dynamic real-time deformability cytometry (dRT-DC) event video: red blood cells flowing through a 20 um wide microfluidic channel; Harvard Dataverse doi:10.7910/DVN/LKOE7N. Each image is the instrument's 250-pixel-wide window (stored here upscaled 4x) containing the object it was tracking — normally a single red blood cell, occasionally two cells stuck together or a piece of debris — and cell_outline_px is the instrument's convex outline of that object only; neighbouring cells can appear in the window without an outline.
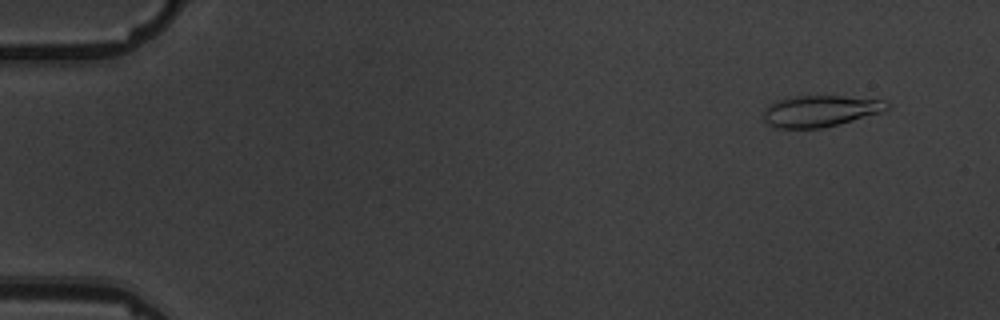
{"species": "common noctule bat (a hibernating species)", "species_latin": "Nyctalus noctula", "temperature_condition": "warm", "stored_images_in_passage": 6, "camera_frame_rate_fps": 3000, "um_per_image_px": 0.085, "animal": {"sex": "male", "body_mass_g": 19.5, "forearm_length_mm": 54.6}, "frame": {"image": 1, "passage_image": 2, "time_ms": 1.333, "image_size_px": [1000, 320], "cell_outline_px": [[892, 104], [888, 108], [880, 112], [852, 120], [820, 128], [772, 128], [764, 120], [764, 108], [768, 104], [776, 100], [788, 96], [844, 96], [888, 100]], "centroid_in_image_um": [69.68, 9.42], "position_along_channel_um": 15.3, "area_um2": 22.72}}